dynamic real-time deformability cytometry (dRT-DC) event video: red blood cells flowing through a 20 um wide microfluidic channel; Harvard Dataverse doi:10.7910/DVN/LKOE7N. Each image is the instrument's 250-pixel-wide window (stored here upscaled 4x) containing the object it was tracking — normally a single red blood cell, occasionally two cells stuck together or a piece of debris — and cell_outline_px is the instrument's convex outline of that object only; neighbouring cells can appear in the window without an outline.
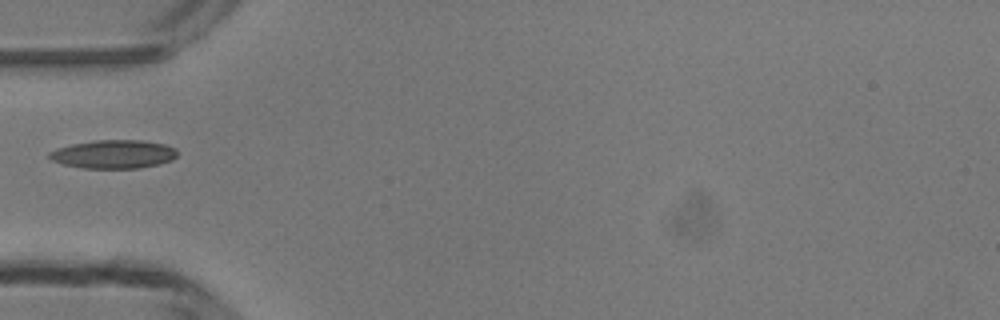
{"species": "common noctule bat (a hibernating species)", "species_latin": "Nyctalus noctula", "temperature_condition": "room temperature", "stored_images_in_passage": 34, "camera_frame_rate_fps": 3000, "um_per_image_px": 0.085, "animal": {"sex": "male", "body_mass_g": 13.3}, "frame": {"image": 1, "passage_image": 1, "time_ms": 0.0, "image_size_px": [1000, 320], "cell_outline_px": [[176, 156], [172, 160], [160, 164], [140, 168], [84, 168], [64, 164], [52, 160], [48, 156], [48, 152], [56, 148], [72, 144], [96, 140], [144, 140], [164, 144], [176, 148]], "centroid_in_image_um": [9.66, 13.1], "position_along_channel_um": 75.3, "area_um2": 21.27}}
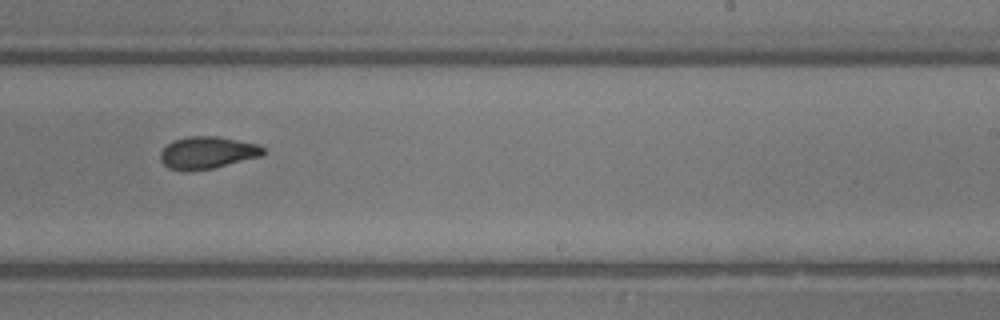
{"frame": {"image": 2, "passage_image": 15, "time_ms": 4.667, "image_size_px": [1000, 320], "cell_outline_px": [[264, 152], [260, 156], [212, 168], [192, 172], [188, 172], [168, 168], [160, 160], [160, 152], [172, 140], [188, 136], [216, 136], [256, 144], [264, 148]], "centroid_in_image_um": [17.55, 12.98], "position_along_channel_um": 271.4, "area_um2": 19.19}}
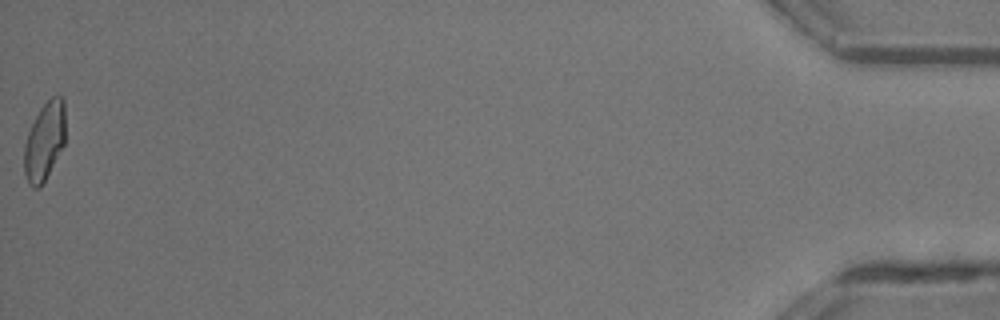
{"frame": {"image": 3, "passage_image": 34, "time_ms": 11.0, "image_size_px": [1000, 320], "cell_outline_px": [[64, 144], [44, 180], [36, 188], [32, 188], [28, 184], [24, 172], [24, 144], [28, 132], [40, 108], [52, 96], [60, 96], [64, 100]], "centroid_in_image_um": [3.76, 11.99], "position_along_channel_um": 431.4, "area_um2": 18.38}}